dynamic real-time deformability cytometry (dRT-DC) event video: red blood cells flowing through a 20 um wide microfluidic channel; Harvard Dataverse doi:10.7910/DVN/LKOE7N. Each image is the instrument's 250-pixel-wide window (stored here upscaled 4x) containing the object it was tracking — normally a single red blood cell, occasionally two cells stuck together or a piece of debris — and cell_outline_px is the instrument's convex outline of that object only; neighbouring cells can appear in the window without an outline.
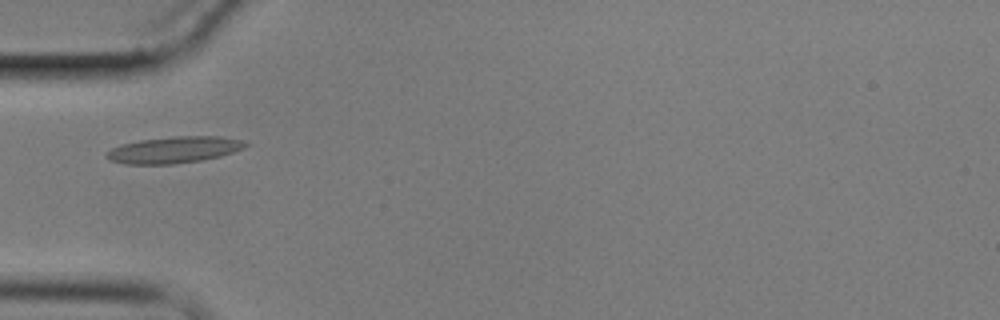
{"species": "common noctule bat (a hibernating species)", "species_latin": "Nyctalus noctula", "temperature_condition": "cold", "stored_images_in_passage": 1, "camera_frame_rate_fps": 3000, "um_per_image_px": 0.085, "animal": {"sex": "male", "body_mass_g": 17.9}, "frame": {"image": 1, "passage_image": 1, "time_ms": 0.0, "image_size_px": [1000, 320], "cell_outline_px": [[248, 144], [244, 148], [220, 156], [204, 160], [172, 164], [124, 164], [112, 160], [104, 156], [112, 148], [120, 144], [140, 140], [172, 136], [220, 136], [244, 140]], "centroid_in_image_um": [14.81, 12.73], "position_along_channel_um": 70.2, "area_um2": 21.5}}